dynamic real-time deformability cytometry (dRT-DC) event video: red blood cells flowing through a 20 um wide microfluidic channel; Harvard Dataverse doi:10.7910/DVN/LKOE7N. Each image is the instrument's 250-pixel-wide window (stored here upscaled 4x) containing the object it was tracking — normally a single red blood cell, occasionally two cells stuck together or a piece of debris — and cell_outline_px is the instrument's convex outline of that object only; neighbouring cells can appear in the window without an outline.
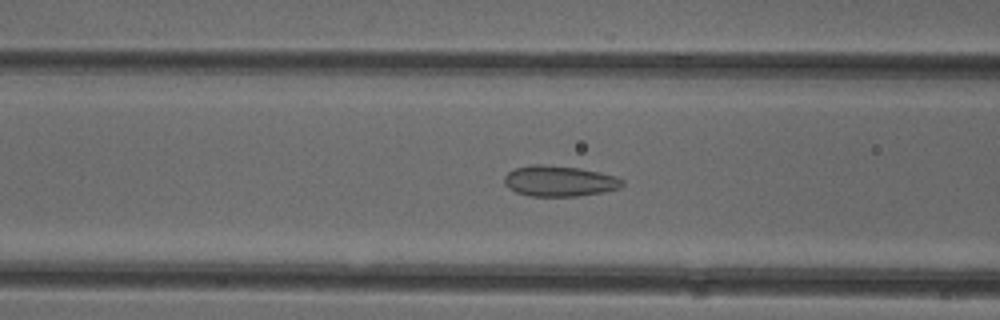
{"species": "common noctule bat (a hibernating species)", "species_latin": "Nyctalus noctula", "temperature_condition": "cold", "stored_images_in_passage": 51, "camera_frame_rate_fps": 3000, "um_per_image_px": 0.085, "animal": {"sex": "female"}, "frame": {"image": 1, "passage_image": 20, "time_ms": 6.333, "image_size_px": [1000, 320], "cell_outline_px": [[624, 184], [620, 188], [604, 192], [576, 196], [532, 196], [516, 192], [508, 188], [504, 184], [504, 176], [508, 172], [516, 168], [532, 164], [544, 164], [580, 168], [616, 176], [624, 180]], "centroid_in_image_um": [47.55, 15.38], "position_along_channel_um": 119.1, "area_um2": 21.21}}
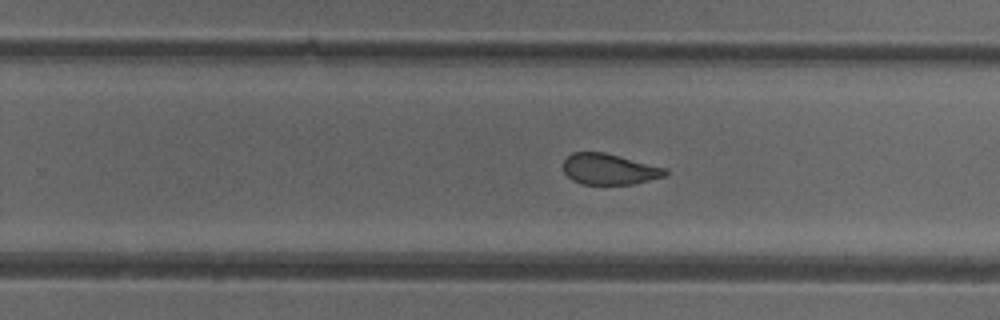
{"frame": {"image": 2, "passage_image": 32, "time_ms": 10.333, "image_size_px": [1000, 320], "cell_outline_px": [[668, 172], [664, 176], [632, 184], [580, 184], [572, 180], [564, 172], [564, 160], [572, 152], [604, 152], [668, 168]], "centroid_in_image_um": [51.79, 14.37], "position_along_channel_um": 278.0, "area_um2": 18.32}}
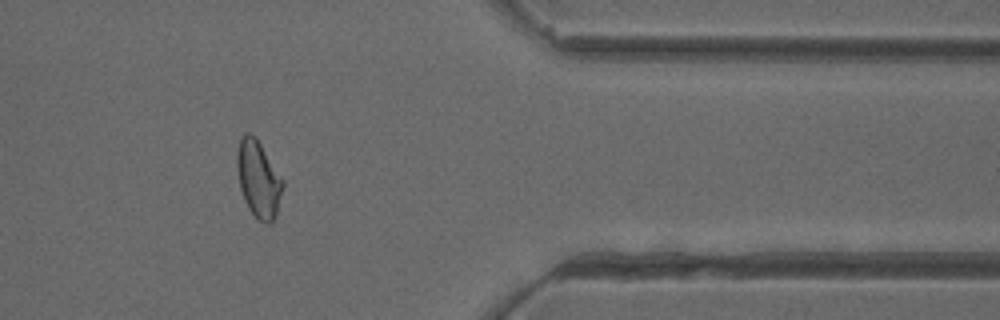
{"frame": {"image": 3, "passage_image": 42, "time_ms": 13.667, "image_size_px": [1000, 320], "cell_outline_px": [[284, 184], [276, 216], [272, 224], [264, 224], [256, 220], [248, 208], [244, 200], [240, 188], [236, 164], [236, 156], [240, 136], [244, 132], [248, 132], [256, 136], [284, 180]], "centroid_in_image_um": [21.97, 15.23], "position_along_channel_um": 389.4, "area_um2": 21.04}, "authors_computed_cell_mechanics": {"area_um2": 20.7502, "velocity_mm_per_s": 3.9805, "shape_relaxation_time_tau1_ms": null, "shape_relaxation_time_tau2_ms": 1.157, "deformation_change_tau1": null, "deformation_change_tau2": 0.0731}}